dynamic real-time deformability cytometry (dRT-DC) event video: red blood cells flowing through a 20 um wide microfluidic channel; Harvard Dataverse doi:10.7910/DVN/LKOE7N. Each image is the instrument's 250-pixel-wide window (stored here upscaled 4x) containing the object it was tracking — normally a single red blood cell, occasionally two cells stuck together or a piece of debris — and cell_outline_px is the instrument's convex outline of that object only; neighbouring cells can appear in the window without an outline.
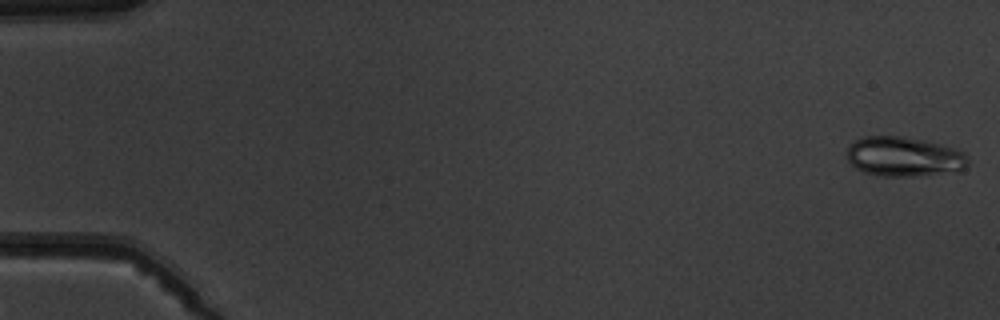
{"species": "common noctule bat (a hibernating species)", "species_latin": "Nyctalus noctula", "temperature_condition": "warm", "stored_images_in_passage": 6, "camera_frame_rate_fps": 3000, "um_per_image_px": 0.085, "animal": {"sex": "male", "body_mass_g": 19.5, "forearm_length_mm": 54.6}, "frame": {"image": 1, "passage_image": 1, "time_ms": 0.0, "image_size_px": [1000, 320], "cell_outline_px": [[968, 164], [960, 172], [912, 176], [880, 176], [864, 172], [856, 168], [848, 160], [848, 144], [864, 136], [904, 136], [928, 140], [964, 152], [968, 160]], "centroid_in_image_um": [76.86, 13.31], "position_along_channel_um": 8.1, "area_um2": 28.26}}